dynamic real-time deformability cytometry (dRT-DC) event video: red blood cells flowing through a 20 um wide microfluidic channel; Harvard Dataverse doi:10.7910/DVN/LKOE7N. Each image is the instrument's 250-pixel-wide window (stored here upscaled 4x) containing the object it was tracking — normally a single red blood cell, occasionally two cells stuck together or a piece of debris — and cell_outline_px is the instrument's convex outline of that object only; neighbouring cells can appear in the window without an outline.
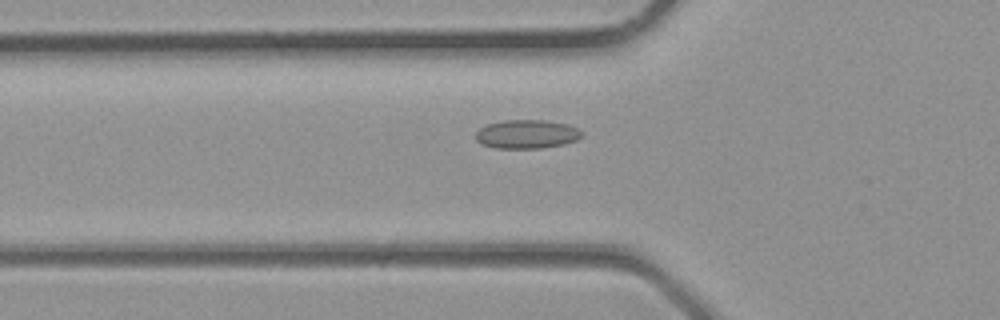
{"species": "common noctule bat (a hibernating species)", "species_latin": "Nyctalus noctula", "temperature_condition": "room temperature", "stored_images_in_passage": 21, "camera_frame_rate_fps": 3000, "um_per_image_px": 0.085, "animal": {"sex": "male", "body_mass_g": 23.1, "forearm_length_mm": 52.7}, "frame": {"image": 1, "passage_image": 4, "time_ms": 1.0, "image_size_px": [1000, 320], "cell_outline_px": [[584, 136], [576, 140], [564, 144], [540, 148], [496, 148], [480, 144], [476, 140], [476, 132], [480, 128], [488, 124], [504, 120], [544, 120], [568, 124], [584, 132]], "centroid_in_image_um": [44.79, 11.4], "position_along_channel_um": 81.0, "area_um2": 17.86}}
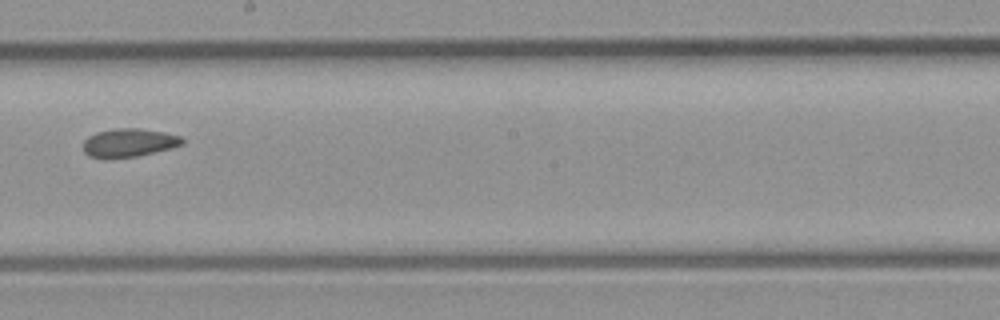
{"frame": {"image": 2, "passage_image": 12, "time_ms": 3.667, "image_size_px": [1000, 320], "cell_outline_px": [[184, 144], [172, 148], [136, 156], [88, 156], [84, 152], [84, 140], [88, 136], [96, 132], [120, 128], [140, 128], [164, 132], [180, 136], [184, 140]], "centroid_in_image_um": [11.01, 12.1], "position_along_channel_um": 237.2, "area_um2": 15.95}}
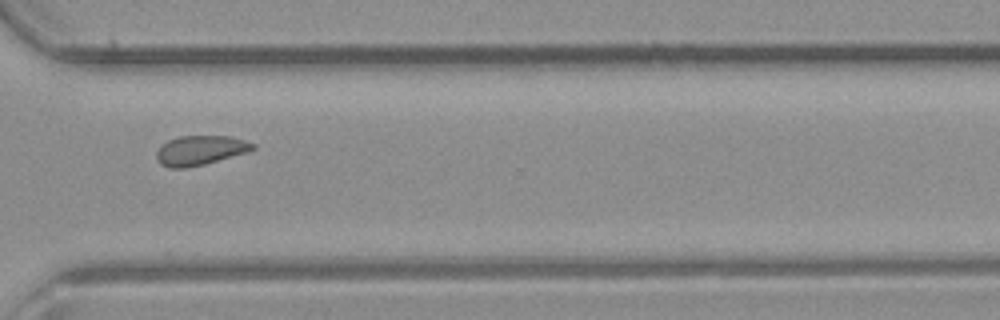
{"frame": {"image": 3, "passage_image": 18, "time_ms": 5.667, "image_size_px": [1000, 320], "cell_outline_px": [[256, 148], [248, 152], [204, 164], [184, 168], [172, 168], [160, 164], [156, 160], [156, 152], [168, 140], [180, 136], [228, 136], [244, 140], [256, 144]], "centroid_in_image_um": [17.03, 12.78], "position_along_channel_um": 353.6, "area_um2": 16.47}}